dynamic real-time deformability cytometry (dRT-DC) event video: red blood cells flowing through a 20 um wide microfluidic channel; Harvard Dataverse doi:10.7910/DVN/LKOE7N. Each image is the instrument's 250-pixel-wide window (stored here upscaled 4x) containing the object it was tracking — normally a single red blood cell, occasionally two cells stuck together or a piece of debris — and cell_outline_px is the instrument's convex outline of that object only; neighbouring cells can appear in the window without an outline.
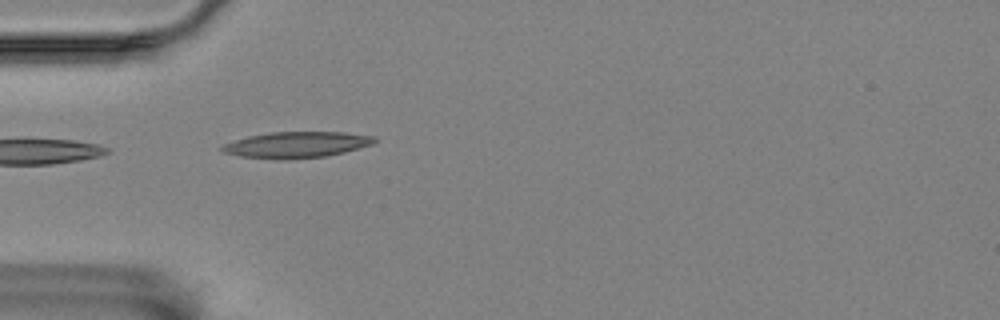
{"species": "Egyptian fruit bat (a non-hibernating species)", "species_latin": "Rousettus aegyptiacus", "temperature_condition": "room temperature", "stored_images_in_passage": 13, "camera_frame_rate_fps": 3000, "um_per_image_px": 0.085, "animal": {"sex": "female"}, "frame": {"image": 1, "passage_image": 1, "time_ms": 0.0, "image_size_px": [1000, 320], "cell_outline_px": [[380, 140], [372, 144], [344, 152], [324, 156], [288, 160], [276, 160], [240, 156], [224, 152], [220, 148], [224, 144], [248, 136], [268, 132], [344, 132], [376, 136]], "centroid_in_image_um": [25.23, 12.3], "position_along_channel_um": 59.8, "area_um2": 23.29}}